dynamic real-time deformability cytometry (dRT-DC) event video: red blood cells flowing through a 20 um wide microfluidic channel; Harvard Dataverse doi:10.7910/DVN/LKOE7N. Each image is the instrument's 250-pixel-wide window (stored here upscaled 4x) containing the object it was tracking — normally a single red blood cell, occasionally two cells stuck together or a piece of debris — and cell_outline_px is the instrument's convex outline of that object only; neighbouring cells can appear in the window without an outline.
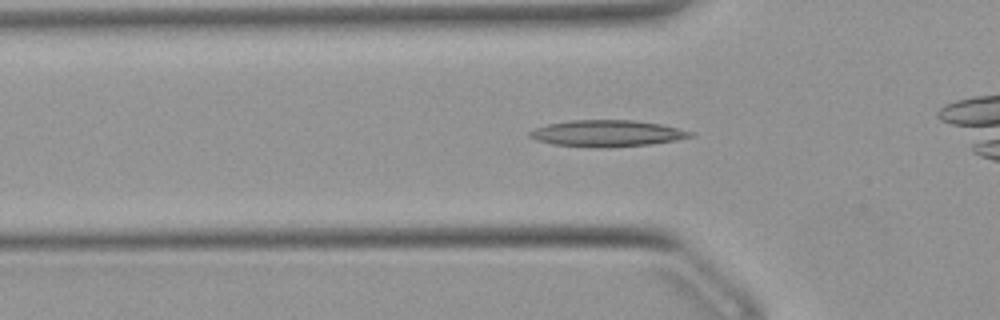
{"species": "Egyptian fruit bat (a non-hibernating species)", "species_latin": "Rousettus aegyptiacus", "temperature_condition": "warm", "stored_images_in_passage": 29, "camera_frame_rate_fps": 3000, "um_per_image_px": 0.085, "animal": {"sex": "female"}, "frame": {"image": 1, "passage_image": 4, "time_ms": 1.0, "image_size_px": [1000, 320], "cell_outline_px": [[696, 136], [676, 140], [648, 144], [604, 148], [592, 148], [552, 144], [536, 140], [528, 136], [528, 132], [536, 128], [548, 124], [572, 120], [632, 120], [660, 124], [692, 132]], "centroid_in_image_um": [51.56, 11.34], "position_along_channel_um": 74.2, "area_um2": 24.74}}
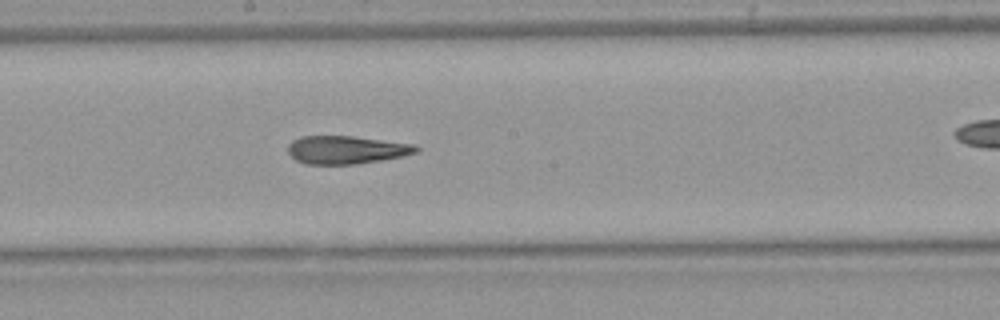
{"frame": {"image": 2, "passage_image": 15, "time_ms": 4.667, "image_size_px": [1000, 320], "cell_outline_px": [[420, 148], [416, 152], [404, 156], [356, 164], [304, 164], [296, 160], [288, 152], [288, 144], [292, 140], [300, 136], [352, 136], [416, 144]], "centroid_in_image_um": [29.43, 12.73], "position_along_channel_um": 218.8, "area_um2": 21.04}}
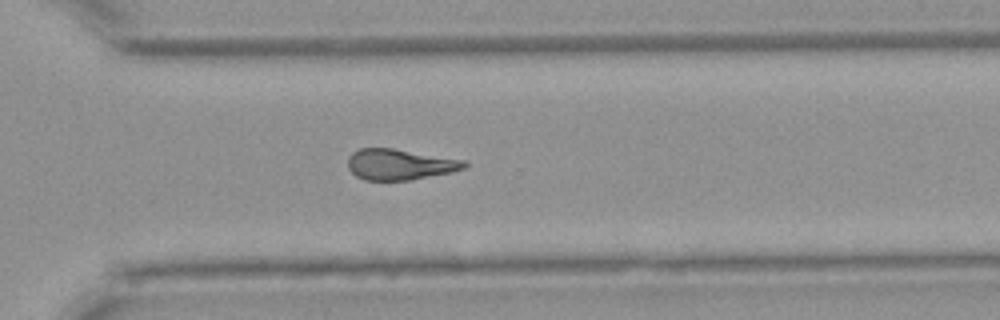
{"frame": {"image": 3, "passage_image": 24, "time_ms": 7.667, "image_size_px": [1000, 320], "cell_outline_px": [[468, 164], [464, 168], [452, 172], [408, 180], [364, 180], [356, 176], [348, 168], [348, 156], [352, 152], [360, 148], [392, 148], [468, 160]], "centroid_in_image_um": [33.99, 13.97], "position_along_channel_um": 336.6, "area_um2": 21.04}}